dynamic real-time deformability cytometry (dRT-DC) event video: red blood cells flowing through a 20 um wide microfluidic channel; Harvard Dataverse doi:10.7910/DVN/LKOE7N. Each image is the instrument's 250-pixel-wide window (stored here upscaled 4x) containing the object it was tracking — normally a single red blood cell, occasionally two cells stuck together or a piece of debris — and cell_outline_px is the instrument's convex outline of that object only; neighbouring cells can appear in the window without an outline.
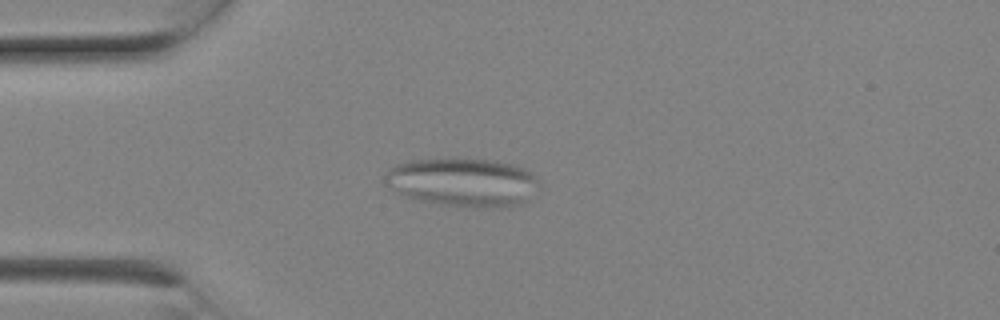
{"species": "Egyptian fruit bat (a non-hibernating species)", "species_latin": "Rousettus aegyptiacus", "temperature_condition": "room temperature", "stored_images_in_passage": 7, "camera_frame_rate_fps": 3000, "um_per_image_px": 0.085, "animal": {"sex": "female"}, "frame": {"image": 1, "passage_image": 5, "time_ms": 1.333, "image_size_px": [1000, 320], "cell_outline_px": [[540, 184], [528, 200], [520, 204], [472, 208], [440, 204], [420, 200], [396, 192], [384, 184], [384, 172], [388, 168], [396, 164], [412, 160], [496, 160], [512, 164], [524, 168], [536, 176]], "centroid_in_image_um": [39.32, 15.5], "position_along_channel_um": 45.7, "area_um2": 43.29}}
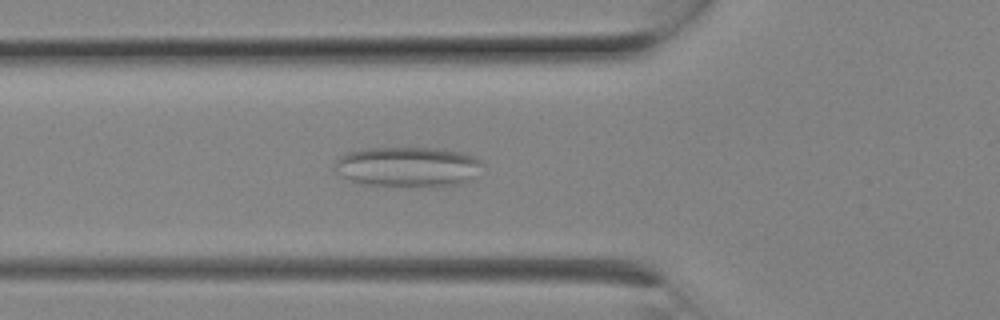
{"frame": {"image": 2, "passage_image": 7, "time_ms": 2.0, "image_size_px": [1000, 320], "cell_outline_px": [[484, 164], [468, 180], [460, 184], [436, 188], [428, 188], [364, 184], [352, 180], [336, 172], [336, 160], [340, 156], [348, 152], [368, 148], [440, 148], [460, 152], [476, 156]], "centroid_in_image_um": [34.71, 14.19], "position_along_channel_um": 91.1, "area_um2": 34.8}}